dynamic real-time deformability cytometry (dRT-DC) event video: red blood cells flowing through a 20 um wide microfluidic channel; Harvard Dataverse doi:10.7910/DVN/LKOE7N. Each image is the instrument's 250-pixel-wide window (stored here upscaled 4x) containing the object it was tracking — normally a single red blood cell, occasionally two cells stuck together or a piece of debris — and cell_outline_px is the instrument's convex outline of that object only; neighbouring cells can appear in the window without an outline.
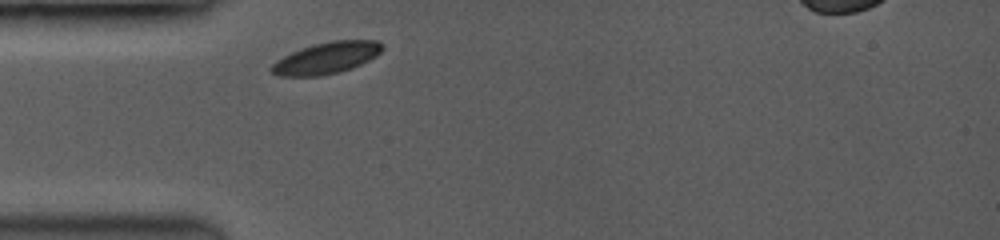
{"species": "common noctule bat (a hibernating species)", "species_latin": "Nyctalus noctula", "temperature_condition": "room temperature", "stored_images_in_passage": 22, "camera_frame_rate_fps": 3500, "um_per_image_px": 0.085, "animal": {"sex": "female", "body_mass_g": 19.0, "forearm_length_mm": 53.3}, "frame": {"image": 1, "passage_image": 1, "time_ms": 0.0, "image_size_px": [1000, 240], "cell_outline_px": [[384, 48], [376, 56], [352, 68], [320, 76], [280, 76], [272, 72], [272, 64], [276, 60], [300, 48], [332, 40], [376, 40], [384, 44]], "centroid_in_image_um": [27.78, 4.91], "position_along_channel_um": 57.2, "area_um2": 20.17}}
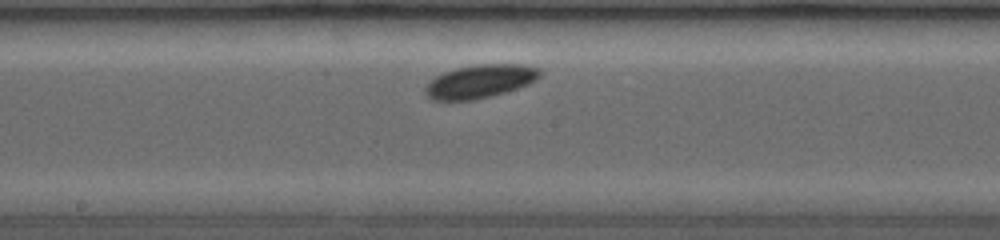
{"frame": {"image": 2, "passage_image": 10, "time_ms": 4.0, "image_size_px": [1000, 240], "cell_outline_px": [[544, 72], [536, 80], [528, 84], [504, 92], [472, 100], [436, 100], [428, 96], [428, 84], [436, 76], [444, 72], [456, 68], [472, 64], [524, 64], [540, 68]], "centroid_in_image_um": [40.89, 6.88], "position_along_channel_um": 207.3, "area_um2": 21.96}}
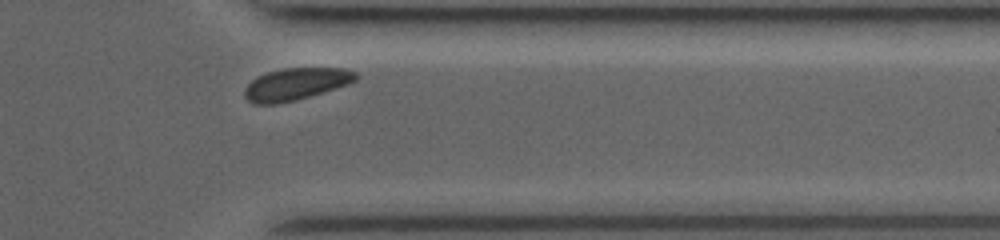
{"frame": {"image": 3, "passage_image": 20, "time_ms": 8.571, "image_size_px": [1000, 240], "cell_outline_px": [[360, 76], [356, 80], [348, 84], [296, 100], [276, 104], [256, 104], [248, 100], [244, 96], [244, 88], [252, 80], [268, 72], [288, 68], [344, 68], [356, 72]], "centroid_in_image_um": [25.16, 7.14], "position_along_channel_um": 386.2, "area_um2": 20.58}, "authors_computed_cell_mechanics": {"area_um2": 20.7213, "velocity_mm_per_s": 3.8705, "shape_relaxation_time_tau1_ms": 0.8841, "shape_relaxation_time_tau2_ms": 5.9779, "deformation_change_tau1": 0.0296, "deformation_change_tau2": 0.0736}}